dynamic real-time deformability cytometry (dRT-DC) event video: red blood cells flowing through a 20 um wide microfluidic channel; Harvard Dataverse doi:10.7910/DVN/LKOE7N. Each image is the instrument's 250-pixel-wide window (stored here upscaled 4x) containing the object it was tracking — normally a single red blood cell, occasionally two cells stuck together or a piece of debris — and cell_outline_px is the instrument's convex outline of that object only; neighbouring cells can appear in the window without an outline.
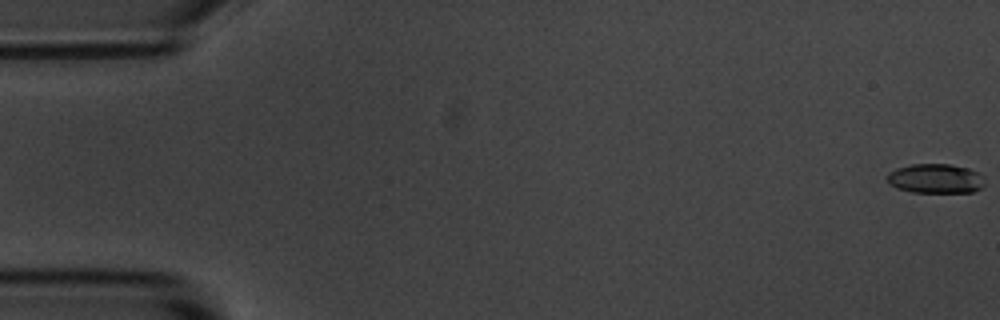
{"species": "common noctule bat (a hibernating species)", "species_latin": "Nyctalus noctula", "temperature_condition": "room temperature", "stored_images_in_passage": 56, "camera_frame_rate_fps": 3000, "um_per_image_px": 0.085, "animal": {"sex": "male", "body_mass_g": 20.1, "forearm_length_mm": 53.5}, "frame": {"image": 1, "passage_image": 1, "time_ms": 0.0, "image_size_px": [1000, 320], "cell_outline_px": [[984, 188], [972, 192], [912, 192], [896, 188], [888, 184], [888, 172], [896, 168], [912, 164], [948, 164], [968, 168], [980, 172], [984, 176]], "centroid_in_image_um": [79.55, 15.18], "position_along_channel_um": 5.4, "area_um2": 16.99}}
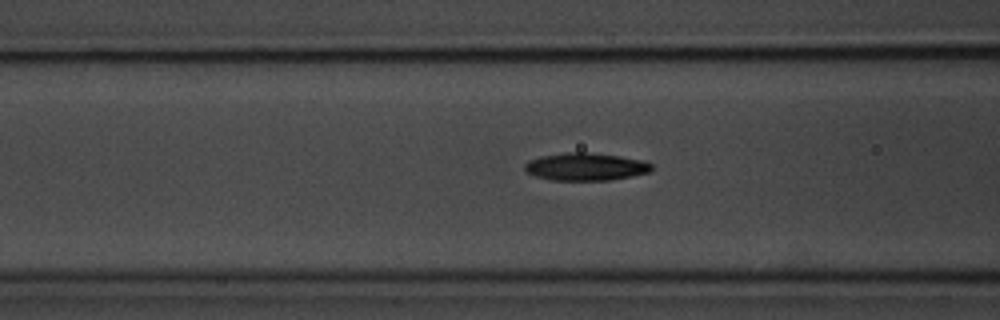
{"frame": {"image": 2, "passage_image": 22, "time_ms": 7.0, "image_size_px": [1000, 320], "cell_outline_px": [[652, 172], [632, 176], [608, 180], [552, 180], [536, 176], [528, 172], [524, 168], [524, 164], [528, 160], [540, 156], [564, 152], [584, 152], [620, 156], [644, 160], [652, 164]], "centroid_in_image_um": [49.8, 14.16], "position_along_channel_um": 116.8, "area_um2": 20.52}}
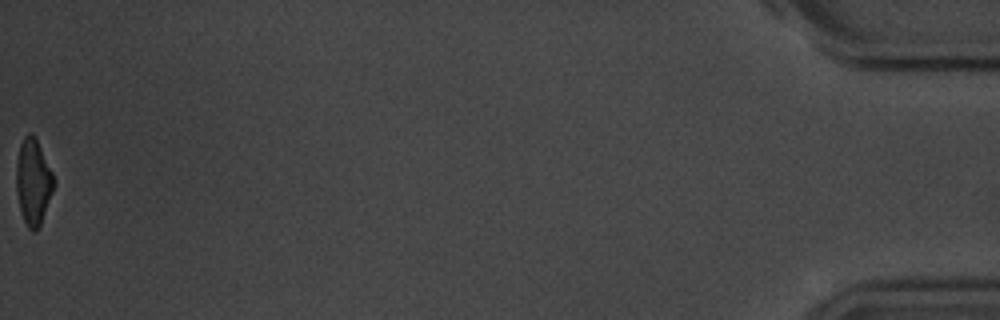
{"frame": {"image": 3, "passage_image": 56, "time_ms": 18.333, "image_size_px": [1000, 320], "cell_outline_px": [[56, 184], [40, 224], [36, 232], [32, 232], [28, 228], [20, 212], [16, 192], [16, 164], [20, 144], [24, 136], [28, 132], [32, 132], [52, 172]], "centroid_in_image_um": [2.81, 15.48], "position_along_channel_um": 432.4, "area_um2": 18.79}, "authors_computed_cell_mechanics": {"area_um2": 19.4497, "velocity_mm_per_s": 3.6759, "shape_relaxation_time_tau1_ms": 3.3283, "shape_relaxation_time_tau2_ms": 4.5028, "deformation_change_tau1": 0.1664, "deformation_change_tau2": 0.1021}}